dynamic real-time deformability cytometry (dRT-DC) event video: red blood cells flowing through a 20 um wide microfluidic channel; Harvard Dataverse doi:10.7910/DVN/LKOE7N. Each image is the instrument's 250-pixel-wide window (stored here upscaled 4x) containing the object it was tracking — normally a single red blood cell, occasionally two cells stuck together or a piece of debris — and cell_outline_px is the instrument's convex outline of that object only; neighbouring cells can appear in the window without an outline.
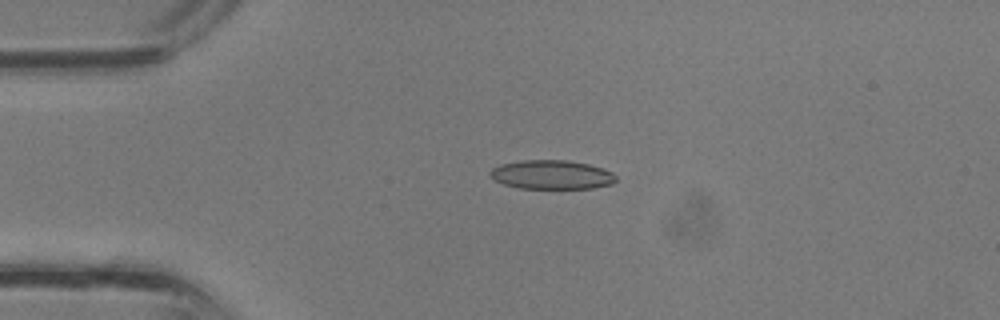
{"species": "common noctule bat (a hibernating species)", "species_latin": "Nyctalus noctula", "temperature_condition": "room temperature", "stored_images_in_passage": 29, "camera_frame_rate_fps": 3000, "um_per_image_px": 0.085, "animal": {"sex": "male", "body_mass_g": 13.3}, "frame": {"image": 1, "passage_image": 1, "time_ms": 0.0, "image_size_px": [1000, 320], "cell_outline_px": [[616, 180], [612, 184], [592, 188], [520, 188], [504, 184], [488, 176], [488, 172], [492, 168], [500, 164], [520, 160], [568, 160], [588, 164], [612, 172], [616, 176]], "centroid_in_image_um": [46.86, 14.84], "position_along_channel_um": 38.1, "area_um2": 21.27}}
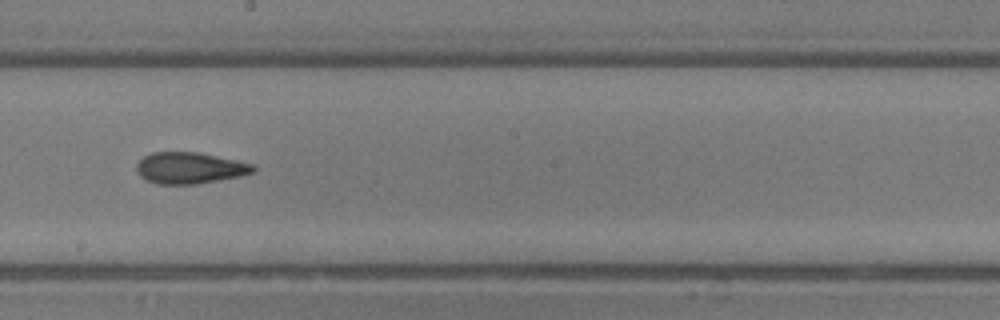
{"frame": {"image": 2, "passage_image": 13, "time_ms": 4.0, "image_size_px": [1000, 320], "cell_outline_px": [[256, 172], [240, 176], [196, 184], [156, 184], [140, 176], [136, 172], [136, 164], [144, 156], [152, 152], [196, 152], [256, 164]], "centroid_in_image_um": [16.14, 14.28], "position_along_channel_um": 232.1, "area_um2": 21.39}}
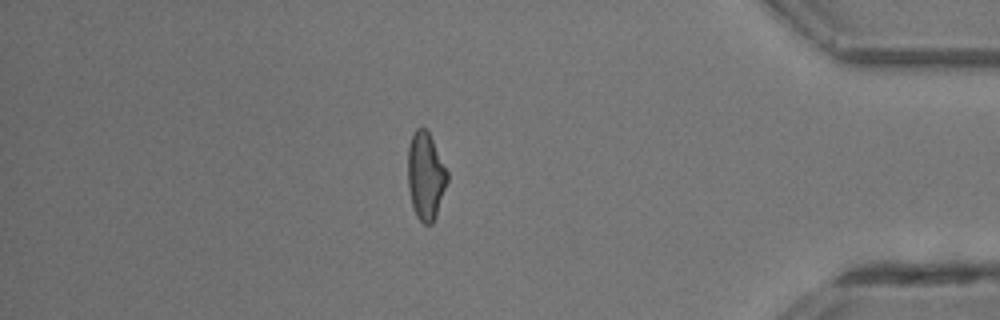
{"frame": {"image": 3, "passage_image": 24, "time_ms": 7.667, "image_size_px": [1000, 320], "cell_outline_px": [[448, 180], [436, 216], [432, 224], [424, 224], [416, 216], [412, 204], [408, 188], [408, 148], [412, 132], [416, 128], [424, 128], [428, 132], [448, 172]], "centroid_in_image_um": [36.17, 14.97], "position_along_channel_um": 399.0, "area_um2": 20.0}}